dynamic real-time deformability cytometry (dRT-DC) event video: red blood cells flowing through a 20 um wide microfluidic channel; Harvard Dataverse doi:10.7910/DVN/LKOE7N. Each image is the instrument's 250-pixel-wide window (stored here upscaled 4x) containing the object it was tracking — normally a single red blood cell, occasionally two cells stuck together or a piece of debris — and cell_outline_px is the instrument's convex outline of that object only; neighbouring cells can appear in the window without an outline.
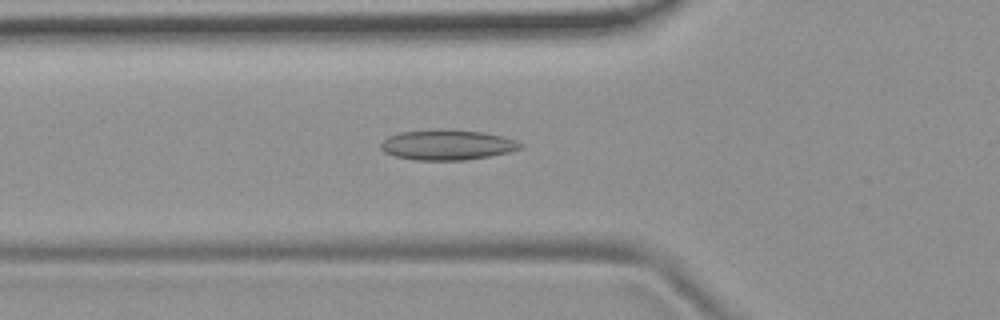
{"species": "common noctule bat (a hibernating species)", "species_latin": "Nyctalus noctula", "temperature_condition": "room temperature", "stored_images_in_passage": 54, "camera_frame_rate_fps": 3000, "um_per_image_px": 0.085, "animal": {"sex": "female", "body_mass_g": 19.9}, "frame": {"image": 1, "passage_image": 19, "time_ms": 6.0, "image_size_px": [1000, 320], "cell_outline_px": [[524, 148], [508, 152], [488, 156], [464, 160], [416, 160], [396, 156], [384, 152], [380, 148], [380, 144], [388, 136], [400, 132], [440, 128], [448, 128], [480, 132], [500, 136], [516, 140], [524, 144]], "centroid_in_image_um": [38.01, 12.3], "position_along_channel_um": 87.8, "area_um2": 24.74}}
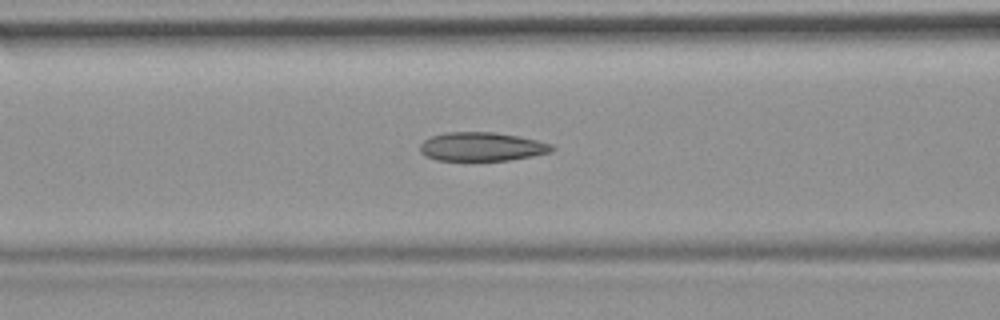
{"frame": {"image": 2, "passage_image": 22, "time_ms": 7.0, "image_size_px": [1000, 320], "cell_outline_px": [[556, 148], [548, 152], [532, 156], [508, 160], [436, 160], [424, 156], [420, 152], [420, 144], [424, 140], [432, 136], [444, 132], [496, 132], [536, 140], [552, 144]], "centroid_in_image_um": [40.91, 12.46], "position_along_channel_um": 125.7, "area_um2": 22.02}}
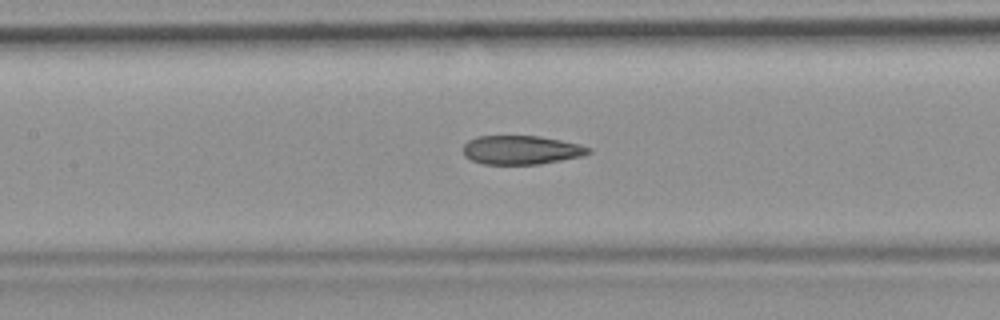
{"frame": {"image": 3, "passage_image": 25, "time_ms": 8.0, "image_size_px": [1000, 320], "cell_outline_px": [[592, 152], [584, 156], [540, 164], [484, 164], [472, 160], [464, 156], [464, 144], [468, 140], [476, 136], [540, 136], [580, 144], [592, 148]], "centroid_in_image_um": [44.34, 12.74], "position_along_channel_um": 163.1, "area_um2": 21.21}, "authors_computed_cell_mechanics": {"area_um2": 22.4553, "velocity_mm_per_s": 3.7417, "shape_relaxation_time_tau1_ms": null, "shape_relaxation_time_tau2_ms": 2.7906, "deformation_change_tau1": null, "deformation_change_tau2": 0.1108}}